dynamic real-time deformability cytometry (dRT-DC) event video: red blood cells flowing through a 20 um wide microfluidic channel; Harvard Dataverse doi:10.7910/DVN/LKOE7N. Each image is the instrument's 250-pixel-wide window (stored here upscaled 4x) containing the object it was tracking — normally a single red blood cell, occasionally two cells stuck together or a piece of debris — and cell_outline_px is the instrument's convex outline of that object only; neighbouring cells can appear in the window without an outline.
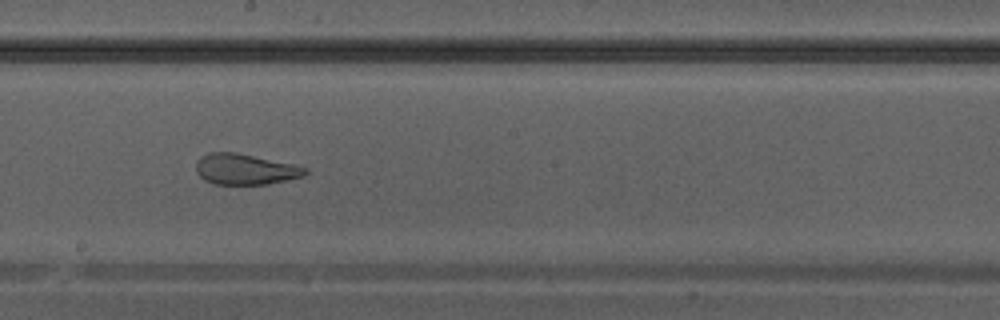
{"species": "Egyptian fruit bat (a non-hibernating species)", "species_latin": "Rousettus aegyptiacus", "temperature_condition": "warm", "stored_images_in_passage": 30, "camera_frame_rate_fps": 3000, "um_per_image_px": 0.085, "animal": {"sex": "male"}, "frame": {"image": 1, "passage_image": 13, "time_ms": 4.0, "image_size_px": [1000, 320], "cell_outline_px": [[308, 172], [304, 176], [268, 184], [212, 184], [204, 180], [196, 172], [196, 160], [200, 156], [208, 152], [236, 152], [292, 164], [308, 168]], "centroid_in_image_um": [20.8, 14.38], "position_along_channel_um": 227.4, "area_um2": 19.65}}
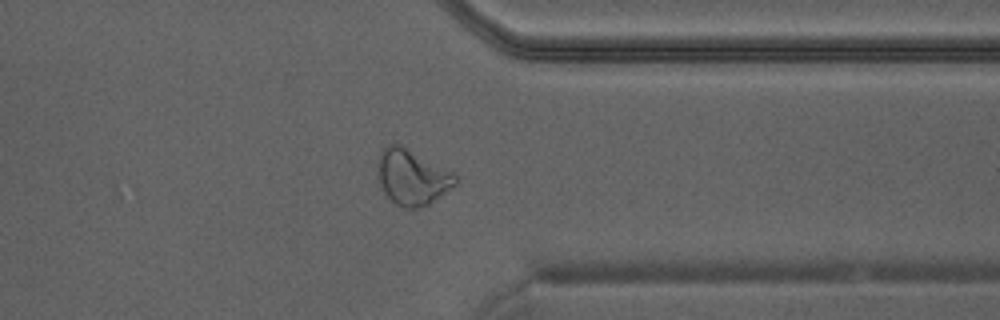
{"frame": {"image": 2, "passage_image": 22, "time_ms": 7.0, "image_size_px": [1000, 320], "cell_outline_px": [[456, 184], [424, 208], [404, 208], [396, 204], [384, 192], [380, 184], [376, 172], [376, 164], [384, 148], [388, 144], [400, 144], [452, 172], [456, 176]], "centroid_in_image_um": [35.0, 15.07], "position_along_channel_um": 376.4, "area_um2": 24.91}}